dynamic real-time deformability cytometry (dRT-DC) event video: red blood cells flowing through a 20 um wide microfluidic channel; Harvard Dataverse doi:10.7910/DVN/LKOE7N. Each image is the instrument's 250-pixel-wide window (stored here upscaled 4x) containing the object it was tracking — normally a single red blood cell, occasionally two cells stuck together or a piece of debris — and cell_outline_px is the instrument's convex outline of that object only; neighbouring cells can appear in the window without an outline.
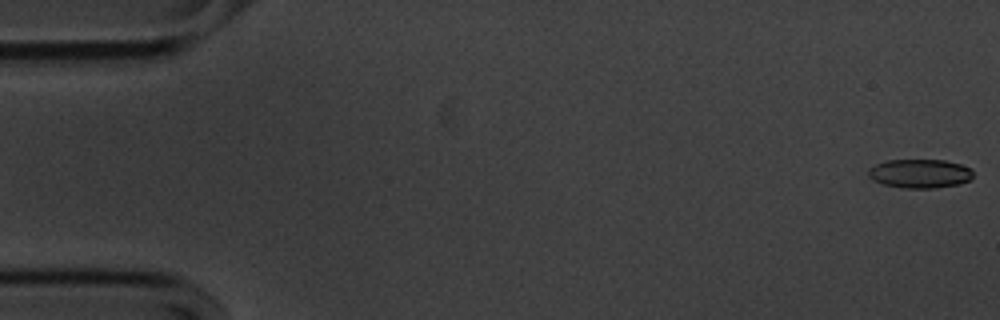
{"species": "common noctule bat (a hibernating species)", "species_latin": "Nyctalus noctula", "temperature_condition": "cold", "stored_images_in_passage": 16, "camera_frame_rate_fps": 3000, "um_per_image_px": 0.085, "animal": {"sex": "male", "body_mass_g": 20.1, "forearm_length_mm": 53.5}, "frame": {"image": 1, "passage_image": 1, "time_ms": 0.0, "image_size_px": [1000, 320], "cell_outline_px": [[972, 180], [960, 184], [932, 188], [904, 188], [884, 184], [868, 176], [868, 168], [876, 164], [888, 160], [944, 160], [960, 164], [972, 168]], "centroid_in_image_um": [78.22, 14.75], "position_along_channel_um": 6.8, "area_um2": 17.63}}
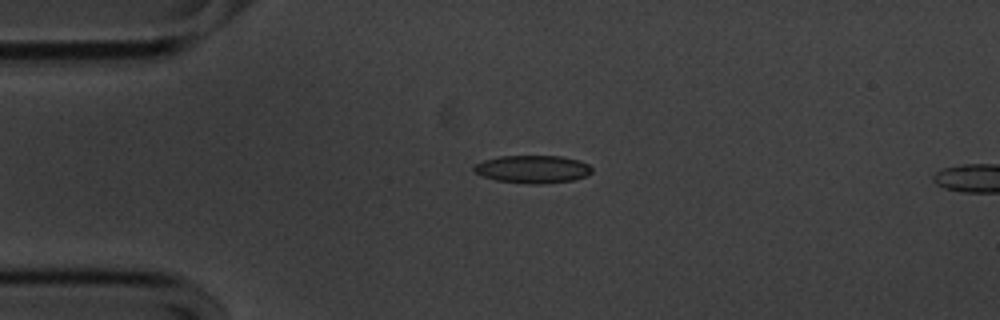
{"frame": {"image": 2, "passage_image": 13, "time_ms": 4.0, "image_size_px": [1000, 320], "cell_outline_px": [[592, 172], [588, 176], [572, 180], [540, 184], [528, 184], [496, 180], [480, 176], [472, 168], [476, 164], [484, 160], [500, 156], [560, 156], [580, 160], [588, 164], [592, 168]], "centroid_in_image_um": [45.29, 14.38], "position_along_channel_um": 39.7, "area_um2": 19.19}}